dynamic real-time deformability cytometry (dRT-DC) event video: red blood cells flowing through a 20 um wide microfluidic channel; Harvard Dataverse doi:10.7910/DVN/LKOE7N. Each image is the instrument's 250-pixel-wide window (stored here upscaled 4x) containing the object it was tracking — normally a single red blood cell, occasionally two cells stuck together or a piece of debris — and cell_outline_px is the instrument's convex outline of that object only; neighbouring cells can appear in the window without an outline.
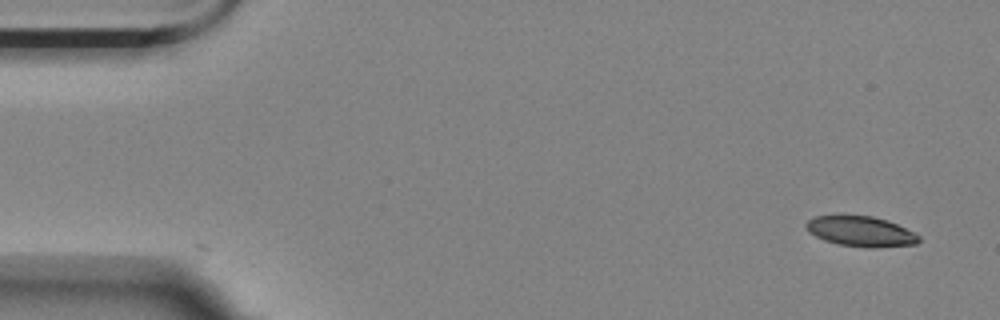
{"species": "Egyptian fruit bat (a non-hibernating species)", "species_latin": "Rousettus aegyptiacus", "temperature_condition": "room temperature", "stored_images_in_passage": 5, "camera_frame_rate_fps": 3000, "um_per_image_px": 0.085, "animal": {"sex": "female"}, "frame": {"image": 1, "passage_image": 1, "time_ms": 0.0, "image_size_px": [1000, 320], "cell_outline_px": [[920, 240], [916, 244], [872, 248], [864, 248], [840, 244], [824, 240], [808, 232], [804, 224], [808, 220], [816, 216], [844, 212], [872, 216], [888, 220], [916, 232], [920, 236]], "centroid_in_image_um": [73.15, 19.62], "position_along_channel_um": 11.9, "area_um2": 20.75}}
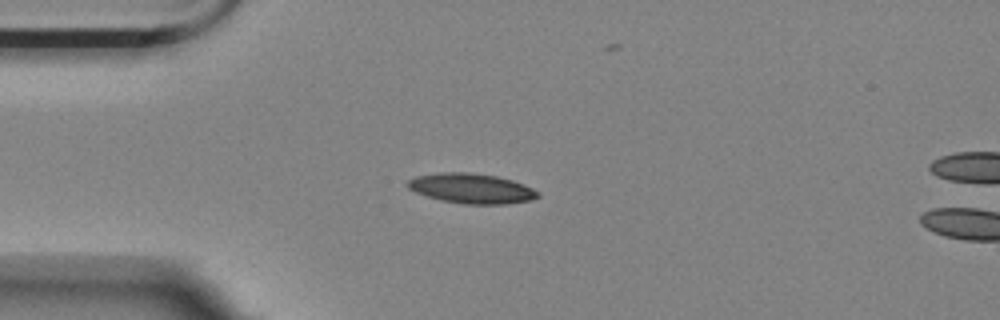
{"frame": {"image": 2, "passage_image": 4, "time_ms": 3.667, "image_size_px": [1000, 320], "cell_outline_px": [[540, 196], [532, 200], [508, 204], [464, 204], [440, 200], [416, 192], [408, 188], [404, 184], [408, 180], [416, 176], [440, 172], [468, 172], [496, 176], [512, 180], [524, 184], [540, 192]], "centroid_in_image_um": [40.08, 16.02], "position_along_channel_um": 44.9, "area_um2": 22.89}}